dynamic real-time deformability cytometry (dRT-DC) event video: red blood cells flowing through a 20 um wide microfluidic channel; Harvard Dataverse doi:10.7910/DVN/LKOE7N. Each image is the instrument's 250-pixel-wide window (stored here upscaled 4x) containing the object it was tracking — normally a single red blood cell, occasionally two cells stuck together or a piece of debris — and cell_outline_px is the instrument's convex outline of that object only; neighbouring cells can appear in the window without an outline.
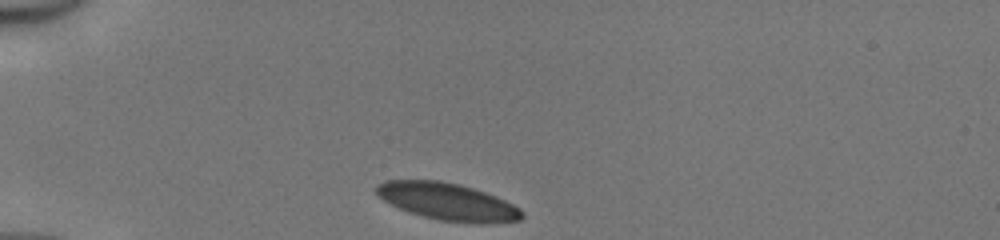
{"species": "human", "species_latin": "Homo sapiens", "temperature_condition": "cold", "stored_images_in_passage": 30, "camera_frame_rate_fps": 3000, "um_per_image_px": 0.085, "donor": {"sex": "male"}, "frame": {"image": 1, "passage_image": 1, "time_ms": 0.0, "image_size_px": [1000, 240], "cell_outline_px": [[524, 216], [520, 220], [440, 220], [408, 212], [376, 196], [376, 184], [384, 180], [440, 180], [460, 184], [484, 192], [504, 200], [520, 208], [524, 212]], "centroid_in_image_um": [37.92, 17.07], "position_along_channel_um": 47.1, "area_um2": 30.35}}
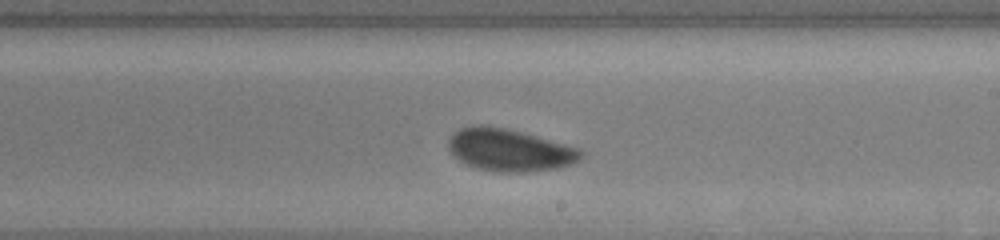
{"frame": {"image": 2, "passage_image": 18, "time_ms": 5.667, "image_size_px": [1000, 240], "cell_outline_px": [[584, 156], [580, 160], [572, 164], [556, 168], [524, 172], [492, 172], [476, 168], [460, 160], [448, 148], [448, 140], [460, 128], [472, 124], [488, 124], [536, 136], [580, 148], [584, 152]], "centroid_in_image_um": [43.32, 12.75], "position_along_channel_um": 245.7, "area_um2": 32.71}}
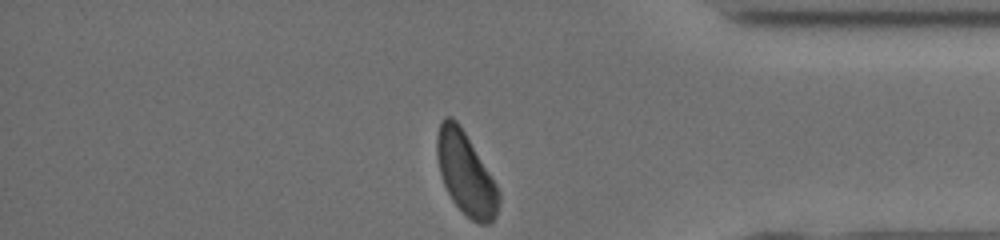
{"frame": {"image": 3, "passage_image": 30, "time_ms": 9.667, "image_size_px": [1000, 240], "cell_outline_px": [[500, 200], [496, 216], [488, 224], [480, 224], [472, 220], [452, 200], [444, 184], [440, 172], [436, 156], [436, 136], [440, 120], [444, 116], [452, 116], [460, 124], [496, 184], [500, 192]], "centroid_in_image_um": [39.57, 14.71], "position_along_channel_um": 395.6, "area_um2": 29.59}, "authors_computed_cell_mechanics": {"area_um2": 32.7437, "velocity_mm_per_s": 4.1252, "shape_relaxation_time_tau1_ms": 2.4513, "shape_relaxation_time_tau2_ms": null, "deformation_change_tau1": 0.0969, "deformation_change_tau2": null}}